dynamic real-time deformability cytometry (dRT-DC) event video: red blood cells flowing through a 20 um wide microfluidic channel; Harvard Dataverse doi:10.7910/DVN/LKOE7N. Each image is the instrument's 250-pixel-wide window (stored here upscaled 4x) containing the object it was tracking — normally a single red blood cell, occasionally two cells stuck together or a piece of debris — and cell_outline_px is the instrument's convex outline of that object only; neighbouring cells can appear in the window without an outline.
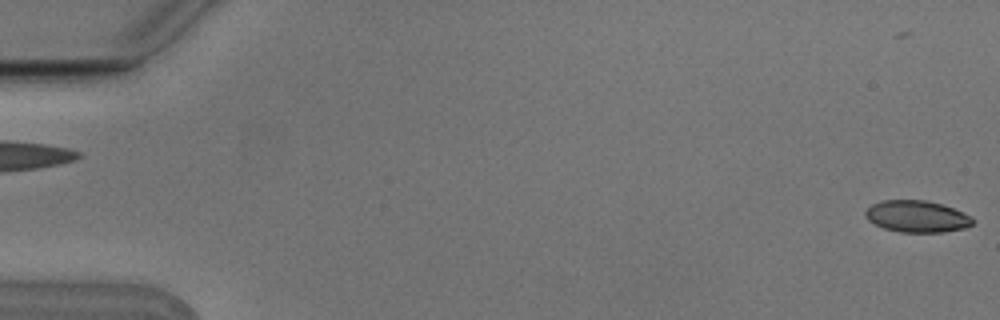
{"species": "Egyptian fruit bat (a non-hibernating species)", "species_latin": "Rousettus aegyptiacus", "temperature_condition": "cold", "stored_images_in_passage": 5, "segment_of_instrument_passage": [2, 2], "camera_frame_rate_fps": 3000, "um_per_image_px": 0.085, "animal": {"sex": "male"}, "frame": {"image": 1, "passage_image": 5, "time_ms": 1.333, "image_size_px": [1000, 320], "cell_outline_px": [[976, 220], [972, 224], [964, 228], [944, 232], [900, 232], [884, 228], [868, 220], [864, 216], [864, 212], [872, 204], [880, 200], [924, 200], [940, 204], [964, 212], [972, 216]], "centroid_in_image_um": [77.94, 18.39], "position_along_channel_um": 7.1, "area_um2": 19.88}}